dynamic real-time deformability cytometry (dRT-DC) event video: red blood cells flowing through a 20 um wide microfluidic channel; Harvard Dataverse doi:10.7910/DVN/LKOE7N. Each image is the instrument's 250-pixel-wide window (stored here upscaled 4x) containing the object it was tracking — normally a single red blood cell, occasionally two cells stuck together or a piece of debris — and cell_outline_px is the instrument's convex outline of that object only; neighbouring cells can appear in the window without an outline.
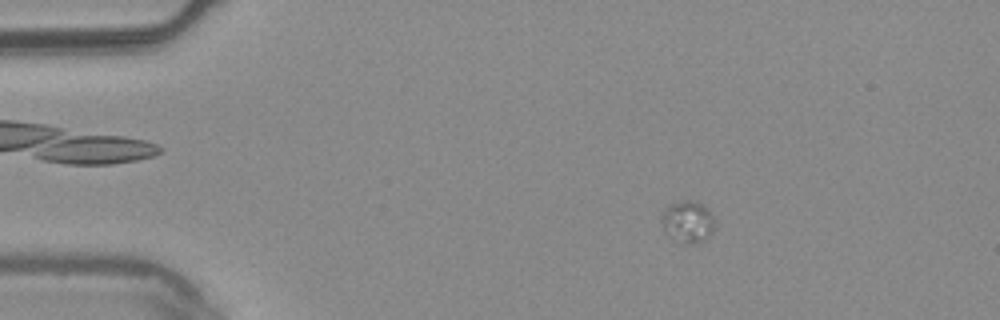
{"species": "common noctule bat (a hibernating species)", "species_latin": "Nyctalus noctula", "temperature_condition": "warm", "stored_images_in_passage": 5, "camera_frame_rate_fps": 3000, "um_per_image_px": 0.085, "animal": {"sex": "male", "body_mass_g": 20.4}, "frame": {"image": 1, "passage_image": 3, "time_ms": 0.667, "image_size_px": [1000, 320], "cell_outline_px": [[716, 228], [704, 240], [684, 244], [680, 244], [664, 232], [660, 220], [660, 216], [668, 204], [684, 200], [696, 200], [704, 204], [708, 208], [712, 216]], "centroid_in_image_um": [58.43, 18.83], "position_along_channel_um": 26.6, "area_um2": 13.35}}